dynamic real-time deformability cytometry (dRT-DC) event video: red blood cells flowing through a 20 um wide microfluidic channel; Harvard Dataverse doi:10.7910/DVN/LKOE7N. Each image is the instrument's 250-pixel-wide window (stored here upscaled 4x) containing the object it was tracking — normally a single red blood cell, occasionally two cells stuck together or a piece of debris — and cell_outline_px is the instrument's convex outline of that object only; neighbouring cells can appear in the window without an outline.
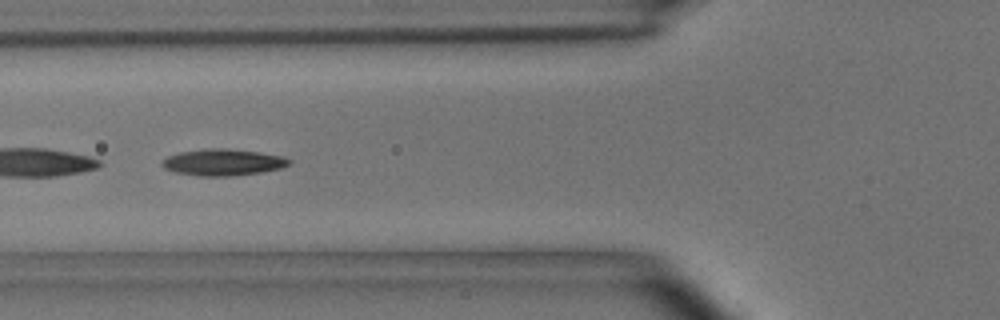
{"species": "common noctule bat (a hibernating species)", "species_latin": "Nyctalus noctula", "temperature_condition": "room temperature", "stored_images_in_passage": 40, "camera_frame_rate_fps": 3000, "um_per_image_px": 0.085, "animal": {"sex": "male", "body_mass_g": 15.6}, "frame": {"image": 1, "passage_image": 7, "time_ms": 2.0, "image_size_px": [1000, 320], "cell_outline_px": [[292, 160], [288, 164], [280, 168], [260, 172], [232, 176], [196, 176], [176, 172], [164, 168], [160, 164], [160, 160], [168, 156], [180, 152], [204, 148], [224, 148], [260, 152], [284, 156]], "centroid_in_image_um": [18.92, 13.79], "position_along_channel_um": 106.9, "area_um2": 19.77}, "authors_computed_cell_mechanics": {"area_um2": 18.7561, "velocity_mm_per_s": 3.6493, "shape_relaxation_time_tau1_ms": 4.054, "shape_relaxation_time_tau2_ms": 2.9732, "deformation_change_tau1": 0.1628, "deformation_change_tau2": 0.0822}}